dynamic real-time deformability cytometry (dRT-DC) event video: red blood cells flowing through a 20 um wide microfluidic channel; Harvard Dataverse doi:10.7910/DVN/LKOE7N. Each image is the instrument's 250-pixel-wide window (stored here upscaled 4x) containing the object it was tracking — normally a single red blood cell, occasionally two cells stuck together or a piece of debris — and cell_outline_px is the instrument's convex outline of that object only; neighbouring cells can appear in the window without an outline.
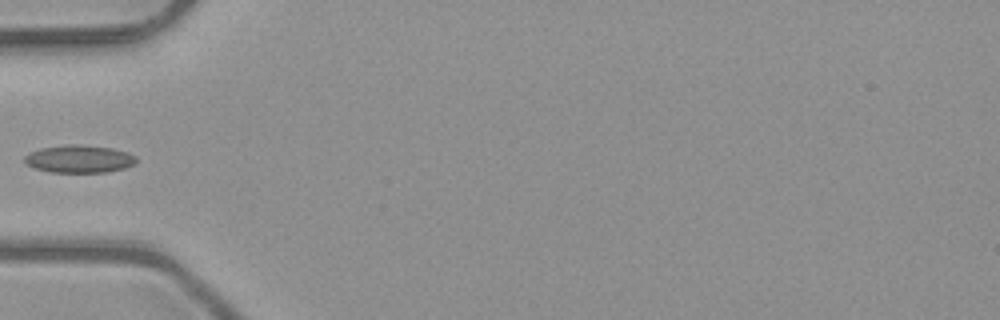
{"species": "common noctule bat (a hibernating species)", "species_latin": "Nyctalus noctula", "temperature_condition": "room temperature", "stored_images_in_passage": 4, "camera_frame_rate_fps": 3000, "um_per_image_px": 0.085, "animal": {"sex": "male", "body_mass_g": 23.1, "forearm_length_mm": 52.7}, "frame": {"image": 1, "passage_image": 4, "time_ms": 1.0, "image_size_px": [1000, 320], "cell_outline_px": [[136, 160], [132, 164], [124, 168], [108, 172], [52, 172], [36, 168], [28, 164], [24, 160], [24, 156], [40, 148], [68, 144], [76, 144], [112, 148], [128, 152], [136, 156]], "centroid_in_image_um": [6.75, 13.5], "position_along_channel_um": 78.3, "area_um2": 17.8}}